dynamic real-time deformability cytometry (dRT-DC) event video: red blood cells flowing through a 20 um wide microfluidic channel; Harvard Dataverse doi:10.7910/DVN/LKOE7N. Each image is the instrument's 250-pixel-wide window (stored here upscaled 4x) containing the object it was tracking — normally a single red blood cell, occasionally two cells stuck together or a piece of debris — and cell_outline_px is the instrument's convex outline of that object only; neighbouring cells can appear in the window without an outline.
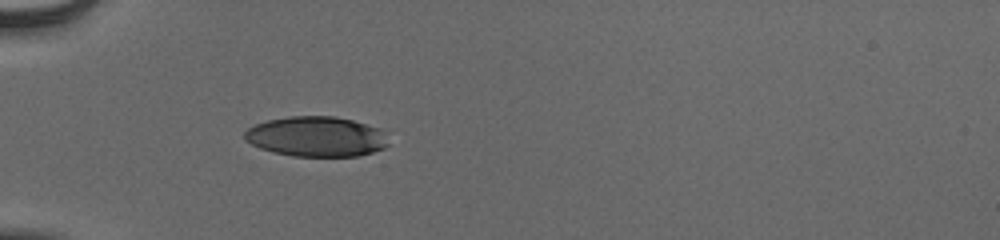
{"species": "human", "species_latin": "Homo sapiens", "temperature_condition": "cold", "stored_images_in_passage": 37, "camera_frame_rate_fps": 3000, "um_per_image_px": 0.085, "donor": {"sex": "male"}, "frame": {"image": 1, "passage_image": 1, "time_ms": 0.0, "image_size_px": [1000, 240], "cell_outline_px": [[388, 144], [384, 148], [360, 156], [292, 156], [272, 152], [260, 148], [244, 140], [244, 132], [248, 128], [256, 124], [268, 120], [288, 116], [336, 116], [352, 120], [380, 128]], "centroid_in_image_um": [26.86, 11.61], "position_along_channel_um": 58.1, "area_um2": 33.64}}
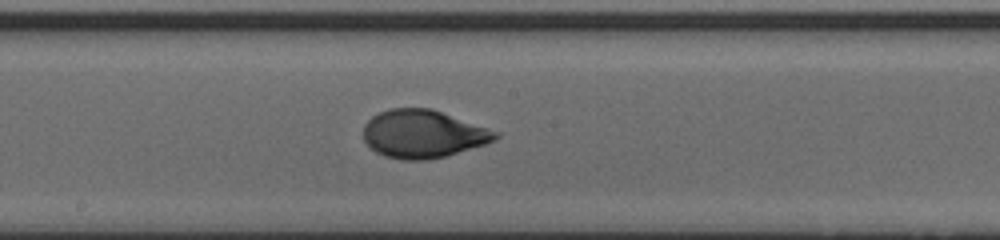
{"frame": {"image": 2, "passage_image": 14, "time_ms": 4.333, "image_size_px": [1000, 240], "cell_outline_px": [[500, 136], [496, 140], [448, 156], [428, 160], [404, 160], [384, 156], [376, 152], [364, 140], [364, 124], [372, 116], [388, 108], [432, 108], [500, 132]], "centroid_in_image_um": [35.98, 11.38], "position_along_channel_um": 212.2, "area_um2": 37.11}}
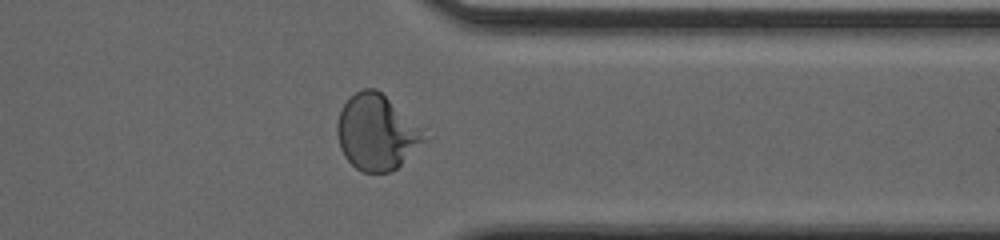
{"frame": {"image": 3, "passage_image": 27, "time_ms": 8.667, "image_size_px": [1000, 240], "cell_outline_px": [[432, 136], [428, 140], [396, 168], [388, 172], [364, 172], [356, 168], [344, 156], [340, 148], [336, 132], [336, 124], [340, 112], [344, 104], [356, 92], [364, 88], [376, 88], [424, 128]], "centroid_in_image_um": [32.07, 11.25], "position_along_channel_um": 379.3, "area_um2": 38.61}, "authors_computed_cell_mechanics": {"area_um2": 36.4718, "velocity_mm_per_s": 3.8842, "shape_relaxation_time_tau1_ms": 4.1264, "shape_relaxation_time_tau2_ms": null, "deformation_change_tau1": 0.2157, "deformation_change_tau2": null}}